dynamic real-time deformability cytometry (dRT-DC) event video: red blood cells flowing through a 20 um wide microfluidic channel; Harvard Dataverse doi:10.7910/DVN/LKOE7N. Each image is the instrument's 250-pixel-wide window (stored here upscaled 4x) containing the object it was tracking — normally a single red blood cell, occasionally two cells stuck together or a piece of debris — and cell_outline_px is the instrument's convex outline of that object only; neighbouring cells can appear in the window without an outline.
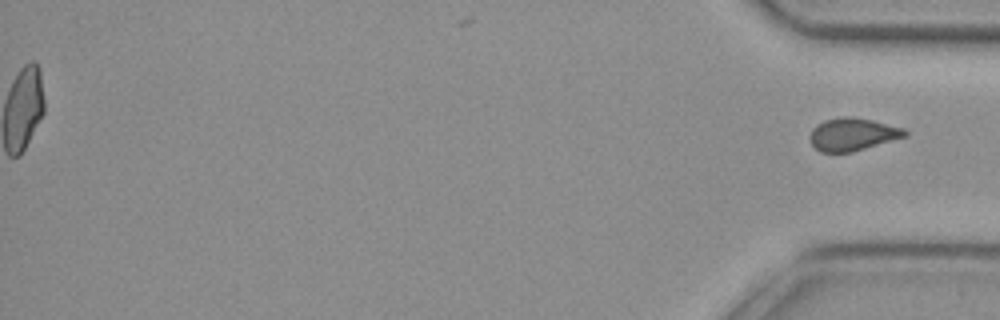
{"species": "common noctule bat (a hibernating species)", "species_latin": "Nyctalus noctula", "temperature_condition": "cold", "stored_images_in_passage": 38, "segment_of_instrument_passage": [2, 2], "camera_frame_rate_fps": 3000, "um_per_image_px": 0.085, "animal": {"sex": "female", "body_mass_g": 29.2, "forearm_length_mm": 56.3}, "frame": {"image": 1, "passage_image": 38, "time_ms": 12.333, "image_size_px": [1000, 320], "cell_outline_px": [[908, 136], [852, 152], [820, 152], [812, 144], [808, 136], [812, 128], [816, 124], [824, 120], [844, 116], [852, 116], [872, 120], [904, 128], [908, 132]], "centroid_in_image_um": [72.46, 11.41], "position_along_channel_um": 362.7, "area_um2": 18.26}}